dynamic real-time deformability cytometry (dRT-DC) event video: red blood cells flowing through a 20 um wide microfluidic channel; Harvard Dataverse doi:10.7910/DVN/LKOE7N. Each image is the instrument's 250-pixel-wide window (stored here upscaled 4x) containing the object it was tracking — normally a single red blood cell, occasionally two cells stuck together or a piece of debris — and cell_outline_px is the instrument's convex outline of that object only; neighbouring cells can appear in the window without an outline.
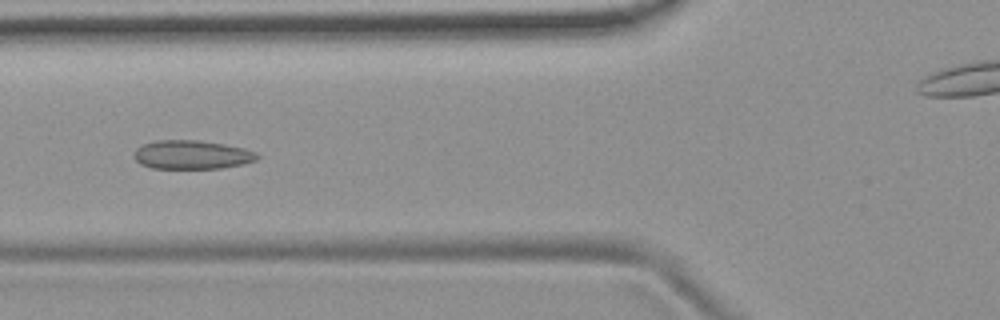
{"species": "common noctule bat (a hibernating species)", "species_latin": "Nyctalus noctula", "temperature_condition": "room temperature", "stored_images_in_passage": 55, "camera_frame_rate_fps": 3000, "um_per_image_px": 0.085, "animal": {"sex": "female", "body_mass_g": 19.9}, "frame": {"image": 1, "passage_image": 21, "time_ms": 6.667, "image_size_px": [1000, 320], "cell_outline_px": [[260, 156], [256, 160], [244, 164], [220, 168], [152, 168], [140, 164], [132, 156], [136, 148], [144, 144], [156, 140], [200, 140], [224, 144], [244, 148], [256, 152]], "centroid_in_image_um": [16.3, 13.15], "position_along_channel_um": 109.5, "area_um2": 20.75}}
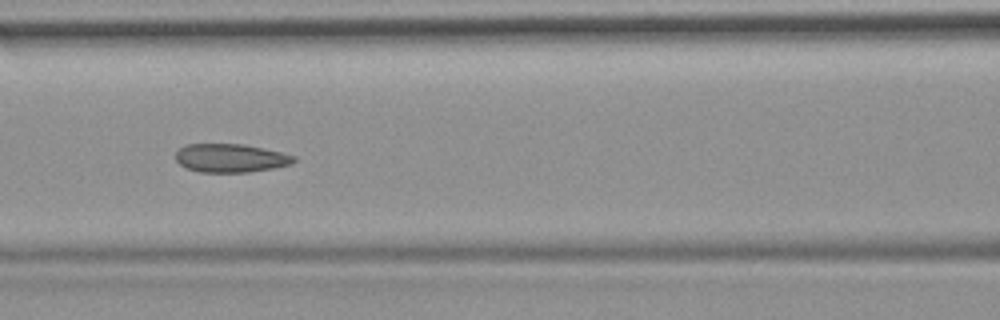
{"frame": {"image": 2, "passage_image": 24, "time_ms": 7.667, "image_size_px": [1000, 320], "cell_outline_px": [[296, 160], [292, 164], [272, 168], [248, 172], [200, 172], [188, 168], [180, 164], [176, 160], [176, 152], [184, 144], [244, 144], [264, 148], [296, 156]], "centroid_in_image_um": [19.61, 13.43], "position_along_channel_um": 147.0, "area_um2": 19.59}}
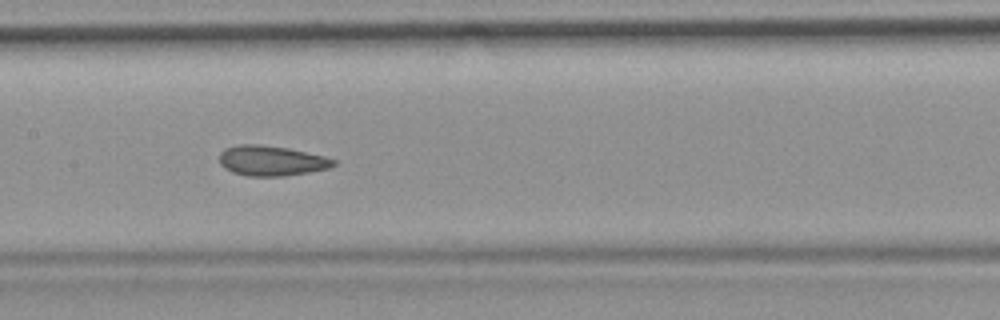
{"frame": {"image": 3, "passage_image": 27, "time_ms": 8.667, "image_size_px": [1000, 320], "cell_outline_px": [[336, 164], [328, 168], [308, 172], [284, 176], [248, 176], [232, 172], [224, 168], [220, 164], [220, 152], [224, 148], [240, 144], [260, 144], [288, 148], [324, 156], [336, 160]], "centroid_in_image_um": [23.04, 13.66], "position_along_channel_um": 184.4, "area_um2": 20.06}, "authors_computed_cell_mechanics": {"area_um2": 20.808, "velocity_mm_per_s": 3.7371, "shape_relaxation_time_tau1_ms": null, "shape_relaxation_time_tau2_ms": 1.6889, "deformation_change_tau1": null, "deformation_change_tau2": 0.0891}}